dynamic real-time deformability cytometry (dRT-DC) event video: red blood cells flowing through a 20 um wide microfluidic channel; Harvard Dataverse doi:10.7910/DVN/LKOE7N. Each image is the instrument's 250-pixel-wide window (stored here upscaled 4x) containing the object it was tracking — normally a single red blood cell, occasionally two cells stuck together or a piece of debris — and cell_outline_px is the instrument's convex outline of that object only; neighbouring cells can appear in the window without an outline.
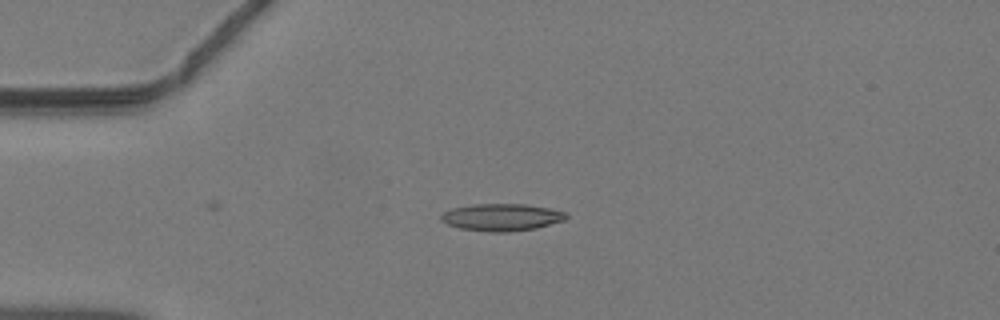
{"species": "common noctule bat (a hibernating species)", "species_latin": "Nyctalus noctula", "temperature_condition": "warm", "stored_images_in_passage": 23, "camera_frame_rate_fps": 3000, "um_per_image_px": 0.085, "animal": {"sex": "male", "body_mass_g": 19.2, "forearm_length_mm": 51.8}, "frame": {"image": 1, "passage_image": 1, "time_ms": 0.0, "image_size_px": [1000, 320], "cell_outline_px": [[568, 216], [564, 220], [536, 228], [508, 232], [488, 232], [460, 228], [448, 224], [440, 220], [440, 216], [444, 212], [452, 208], [472, 204], [524, 204], [548, 208], [568, 212]], "centroid_in_image_um": [42.64, 18.46], "position_along_channel_um": 42.4, "area_um2": 19.83}}
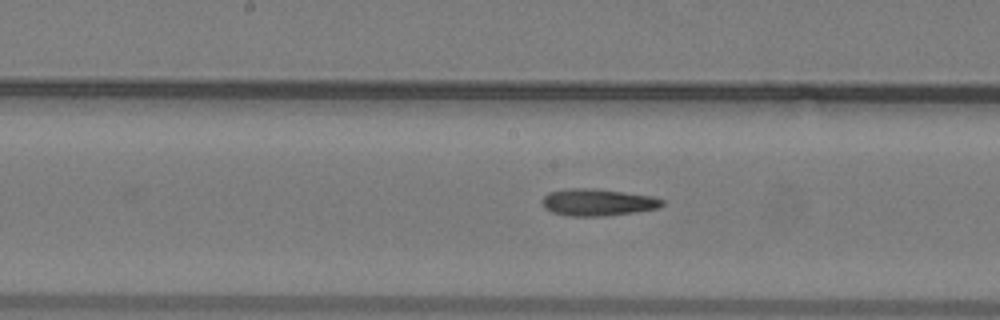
{"frame": {"image": 2, "passage_image": 13, "time_ms": 4.0, "image_size_px": [1000, 320], "cell_outline_px": [[664, 204], [656, 208], [632, 212], [604, 216], [568, 216], [552, 212], [544, 208], [540, 204], [540, 200], [548, 192], [568, 188], [596, 188], [652, 196], [664, 200]], "centroid_in_image_um": [50.72, 17.18], "position_along_channel_um": 197.5, "area_um2": 18.96}}
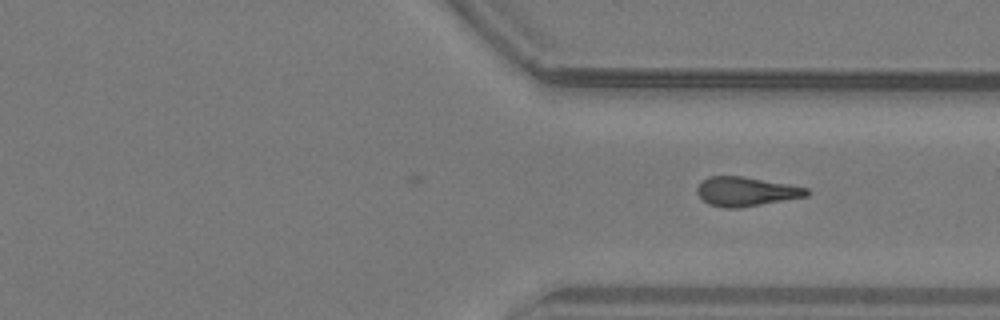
{"frame": {"image": 3, "passage_image": 23, "time_ms": 7.333, "image_size_px": [1000, 320], "cell_outline_px": [[808, 196], [740, 208], [724, 208], [708, 204], [696, 192], [696, 188], [708, 176], [740, 176], [788, 184], [808, 188]], "centroid_in_image_um": [63.4, 16.29], "position_along_channel_um": 348.0, "area_um2": 18.5}}